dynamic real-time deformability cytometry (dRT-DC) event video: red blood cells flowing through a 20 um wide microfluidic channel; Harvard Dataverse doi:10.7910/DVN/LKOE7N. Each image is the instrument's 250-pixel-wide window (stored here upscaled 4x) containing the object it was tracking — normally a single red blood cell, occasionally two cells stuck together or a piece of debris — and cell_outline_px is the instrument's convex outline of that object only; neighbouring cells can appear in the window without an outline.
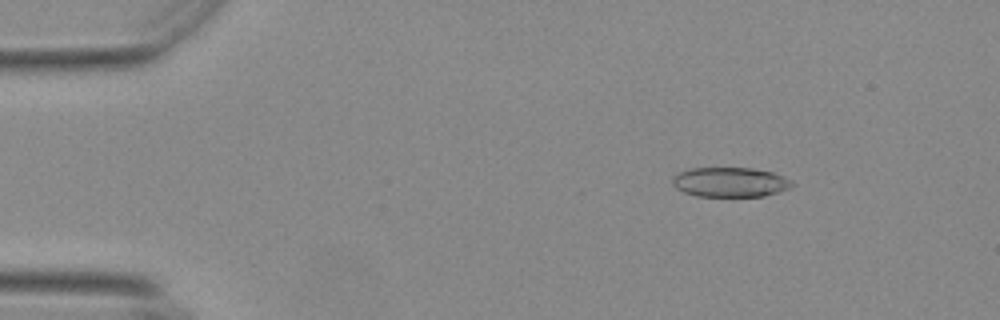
{"species": "Egyptian fruit bat (a non-hibernating species)", "species_latin": "Rousettus aegyptiacus", "temperature_condition": "warm", "stored_images_in_passage": 49, "camera_frame_rate_fps": 3000, "um_per_image_px": 0.085, "animal": {"sex": "female"}, "frame": {"image": 1, "passage_image": 2, "time_ms": 0.333, "image_size_px": [1000, 320], "cell_outline_px": [[792, 184], [788, 188], [780, 192], [764, 196], [696, 196], [684, 192], [676, 188], [672, 184], [672, 176], [680, 172], [692, 168], [752, 168], [772, 172], [792, 180]], "centroid_in_image_um": [62.04, 15.48], "position_along_channel_um": 23.0, "area_um2": 20.63}}
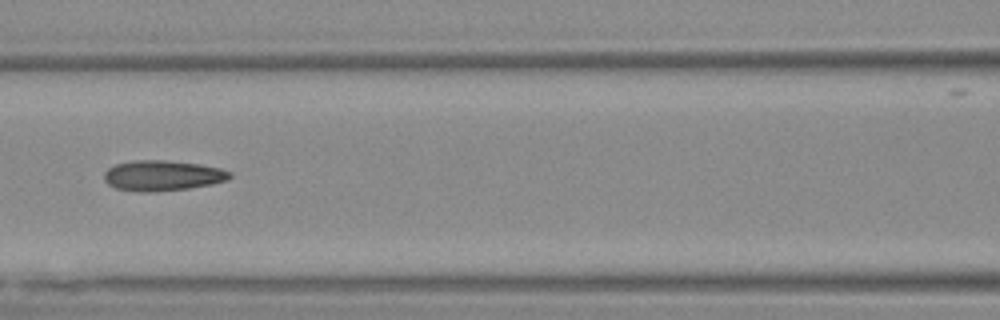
{"frame": {"image": 2, "passage_image": 19, "time_ms": 6.0, "image_size_px": [1000, 320], "cell_outline_px": [[232, 176], [228, 180], [212, 184], [188, 188], [152, 192], [140, 192], [116, 188], [108, 184], [104, 180], [104, 172], [108, 168], [116, 164], [132, 160], [164, 160], [200, 164], [220, 168], [232, 172]], "centroid_in_image_um": [13.82, 14.92], "position_along_channel_um": 152.8, "area_um2": 22.37}}
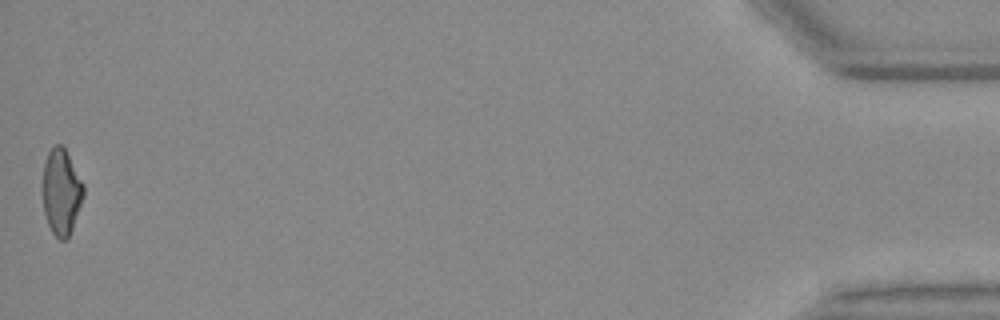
{"frame": {"image": 3, "passage_image": 49, "time_ms": 16.0, "image_size_px": [1000, 320], "cell_outline_px": [[84, 196], [72, 228], [68, 236], [64, 240], [60, 240], [52, 232], [48, 224], [44, 212], [40, 188], [44, 164], [48, 152], [56, 144], [60, 144], [64, 148], [84, 184]], "centroid_in_image_um": [5.17, 16.31], "position_along_channel_um": 430.0, "area_um2": 20.63}, "authors_computed_cell_mechanics": {"area_um2": 21.3282, "velocity_mm_per_s": 3.7357, "shape_relaxation_time_tau1_ms": null, "shape_relaxation_time_tau2_ms": 2.5369, "deformation_change_tau1": null, "deformation_change_tau2": 0.1133}}